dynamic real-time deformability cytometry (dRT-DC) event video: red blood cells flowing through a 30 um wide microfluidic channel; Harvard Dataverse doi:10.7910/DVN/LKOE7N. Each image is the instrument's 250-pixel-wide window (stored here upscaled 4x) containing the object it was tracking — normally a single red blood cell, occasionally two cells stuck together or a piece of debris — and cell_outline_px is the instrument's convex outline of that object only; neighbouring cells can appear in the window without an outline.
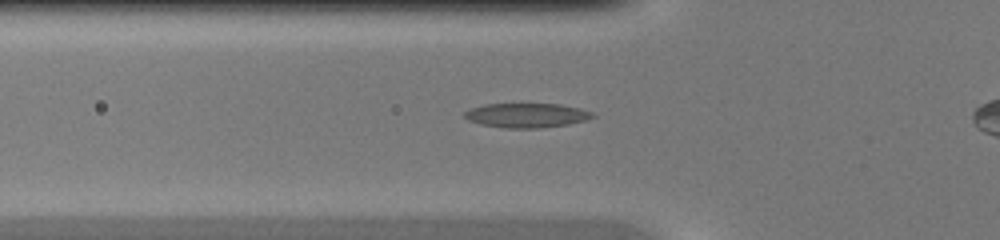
{"species": "common noctule bat (a hibernating species)", "species_latin": "Nyctalus noctula", "temperature_condition": "warm", "stored_images_in_passage": 36, "camera_frame_rate_fps": 3000, "um_per_image_px": 0.085, "animal": {"sex": "female", "body_mass_g": 20.0, "forearm_length_mm": 54.0}, "frame": {"image": 1, "passage_image": 12, "time_ms": 3.667, "image_size_px": [1000, 240], "cell_outline_px": [[596, 116], [584, 120], [568, 124], [540, 128], [504, 128], [480, 124], [468, 120], [464, 116], [464, 112], [472, 108], [484, 104], [560, 104], [580, 108], [592, 112]], "centroid_in_image_um": [44.75, 9.8], "position_along_channel_um": 81.0, "area_um2": 18.15}}
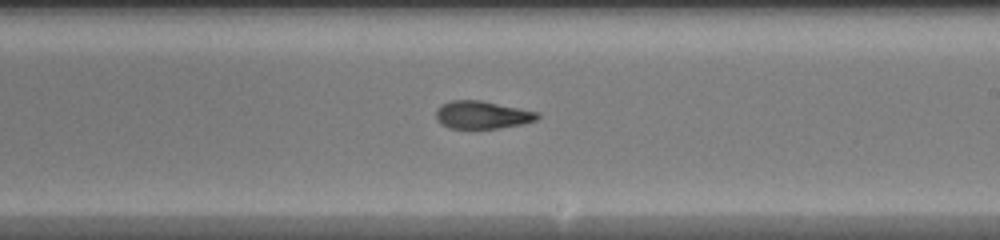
{"frame": {"image": 2, "passage_image": 23, "time_ms": 7.333, "image_size_px": [1000, 240], "cell_outline_px": [[540, 116], [536, 120], [520, 124], [496, 128], [448, 128], [440, 124], [436, 120], [436, 108], [440, 104], [452, 100], [480, 100], [540, 112]], "centroid_in_image_um": [40.94, 9.75], "position_along_channel_um": 248.1, "area_um2": 16.47}}
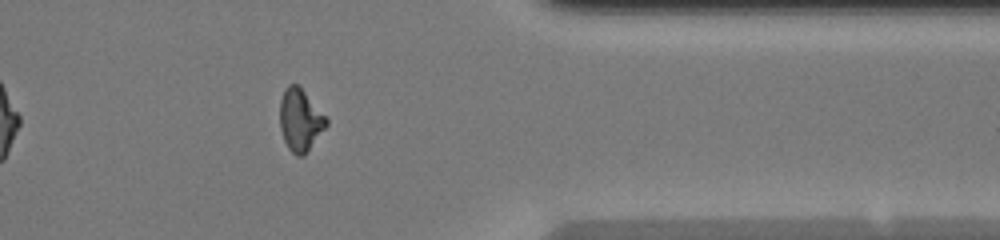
{"frame": {"image": 3, "passage_image": 33, "time_ms": 10.667, "image_size_px": [1000, 240], "cell_outline_px": [[328, 124], [304, 156], [296, 156], [288, 148], [284, 140], [280, 128], [280, 100], [284, 88], [288, 84], [296, 84], [304, 92], [328, 120]], "centroid_in_image_um": [25.49, 10.22], "position_along_channel_um": 385.9, "area_um2": 16.59}}